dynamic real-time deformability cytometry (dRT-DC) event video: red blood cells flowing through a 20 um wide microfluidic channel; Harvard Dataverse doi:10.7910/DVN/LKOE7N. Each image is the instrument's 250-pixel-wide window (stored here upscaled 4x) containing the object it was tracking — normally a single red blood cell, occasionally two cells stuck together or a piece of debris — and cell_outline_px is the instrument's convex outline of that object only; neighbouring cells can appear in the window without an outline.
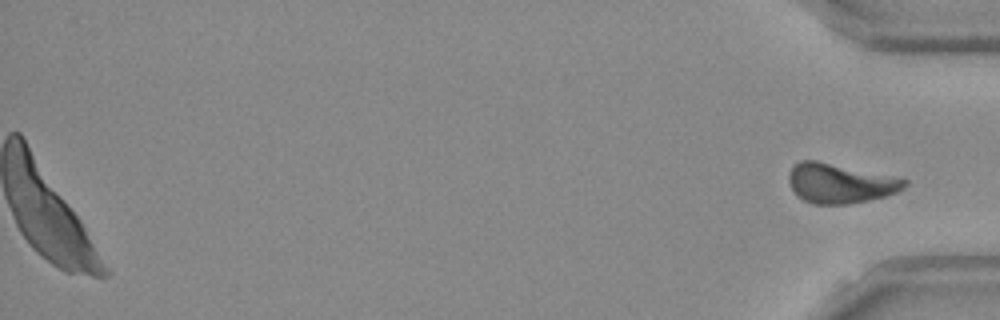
{"species": "Egyptian fruit bat (a non-hibernating species)", "species_latin": "Rousettus aegyptiacus", "temperature_condition": "room temperature", "stored_images_in_passage": 52, "camera_frame_rate_fps": 3000, "um_per_image_px": 0.085, "frame": {"image": 1, "passage_image": 52, "time_ms": 17.0, "image_size_px": [1000, 320], "cell_outline_px": [[908, 184], [904, 188], [888, 196], [848, 204], [812, 204], [796, 196], [788, 180], [788, 176], [792, 168], [800, 160], [816, 160], [908, 180]], "centroid_in_image_um": [71.38, 15.6], "position_along_channel_um": 363.8, "area_um2": 26.47}}